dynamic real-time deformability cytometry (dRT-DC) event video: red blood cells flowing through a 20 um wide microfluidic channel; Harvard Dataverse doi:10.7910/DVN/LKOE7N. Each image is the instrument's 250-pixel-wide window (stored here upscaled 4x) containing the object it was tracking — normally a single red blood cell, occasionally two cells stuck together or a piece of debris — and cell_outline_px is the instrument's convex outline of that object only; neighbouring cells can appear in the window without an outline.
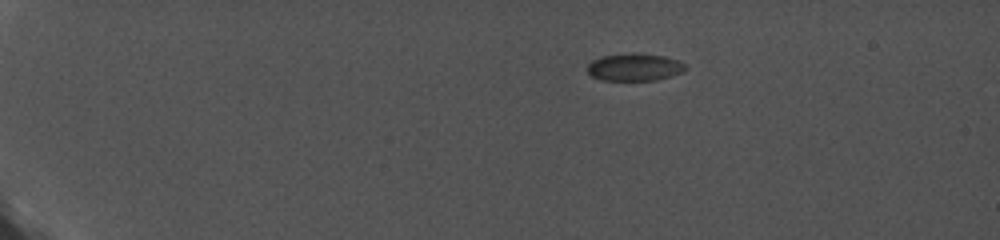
{"species": "common noctule bat (a hibernating species)", "species_latin": "Nyctalus noctula", "temperature_condition": "cold", "stored_images_in_passage": 70, "camera_frame_rate_fps": 5000, "um_per_image_px": 0.085, "animal": {"sex": "female", "body_mass_g": 19.0, "forearm_length_mm": 56.7}, "frame": {"image": 1, "passage_image": 1, "time_ms": 0.0, "image_size_px": [1000, 240], "cell_outline_px": [[688, 68], [684, 72], [672, 76], [656, 80], [600, 80], [592, 76], [588, 72], [588, 64], [592, 60], [604, 56], [632, 52], [636, 52], [664, 56], [676, 60], [684, 64]], "centroid_in_image_um": [53.96, 5.7], "position_along_channel_um": 31.0, "area_um2": 15.78}}
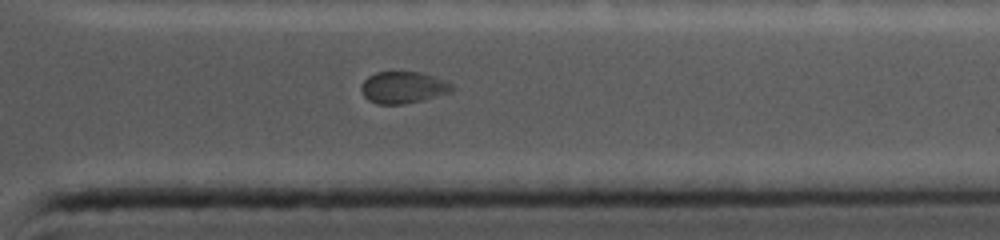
{"frame": {"image": 2, "passage_image": 61, "time_ms": 12.0, "image_size_px": [1000, 240], "cell_outline_px": [[456, 88], [452, 92], [424, 100], [404, 104], [376, 104], [368, 100], [364, 96], [360, 88], [360, 84], [368, 76], [376, 72], [420, 72], [444, 80], [452, 84]], "centroid_in_image_um": [34.27, 7.44], "position_along_channel_um": 377.1, "area_um2": 16.99}}
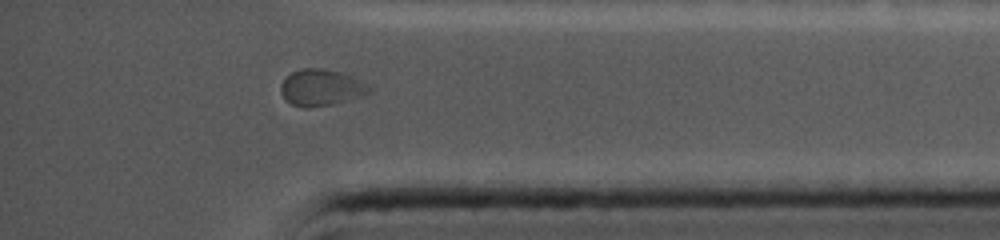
{"frame": {"image": 3, "passage_image": 65, "time_ms": 12.8, "image_size_px": [1000, 240], "cell_outline_px": [[372, 88], [368, 92], [360, 96], [332, 104], [308, 108], [304, 108], [292, 104], [280, 92], [280, 84], [292, 72], [304, 68], [320, 68], [340, 72], [352, 76]], "centroid_in_image_um": [27.27, 7.44], "position_along_channel_um": 407.9, "area_um2": 18.38}}